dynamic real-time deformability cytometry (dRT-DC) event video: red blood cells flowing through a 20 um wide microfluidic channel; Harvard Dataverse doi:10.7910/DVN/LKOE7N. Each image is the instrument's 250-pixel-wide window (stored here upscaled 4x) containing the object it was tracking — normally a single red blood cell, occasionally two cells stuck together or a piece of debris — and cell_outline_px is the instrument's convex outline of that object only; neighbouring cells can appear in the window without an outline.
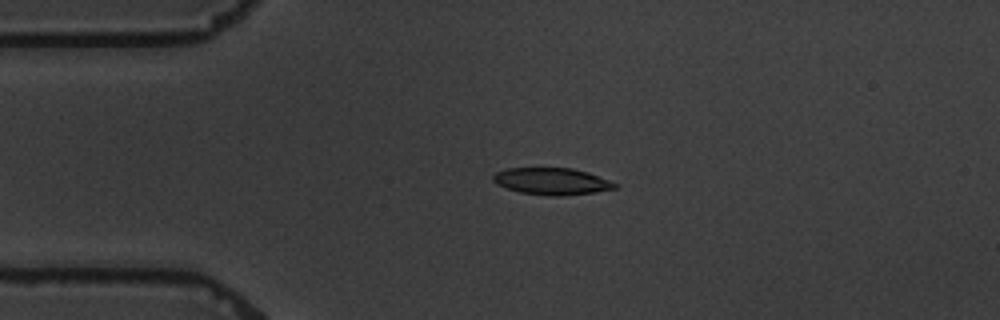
{"species": "common noctule bat (a hibernating species)", "species_latin": "Nyctalus noctula", "temperature_condition": "warm", "stored_images_in_passage": 4, "camera_frame_rate_fps": 3000, "um_per_image_px": 0.085, "animal": {"sex": "male", "body_mass_g": 19.5, "forearm_length_mm": 54.6}, "frame": {"image": 1, "passage_image": 3, "time_ms": 2.333, "image_size_px": [1000, 320], "cell_outline_px": [[616, 188], [596, 192], [564, 196], [552, 196], [520, 192], [496, 184], [492, 180], [492, 176], [496, 172], [508, 168], [572, 168], [588, 172], [608, 180], [616, 184]], "centroid_in_image_um": [46.89, 15.41], "position_along_channel_um": 38.1, "area_um2": 18.96}}